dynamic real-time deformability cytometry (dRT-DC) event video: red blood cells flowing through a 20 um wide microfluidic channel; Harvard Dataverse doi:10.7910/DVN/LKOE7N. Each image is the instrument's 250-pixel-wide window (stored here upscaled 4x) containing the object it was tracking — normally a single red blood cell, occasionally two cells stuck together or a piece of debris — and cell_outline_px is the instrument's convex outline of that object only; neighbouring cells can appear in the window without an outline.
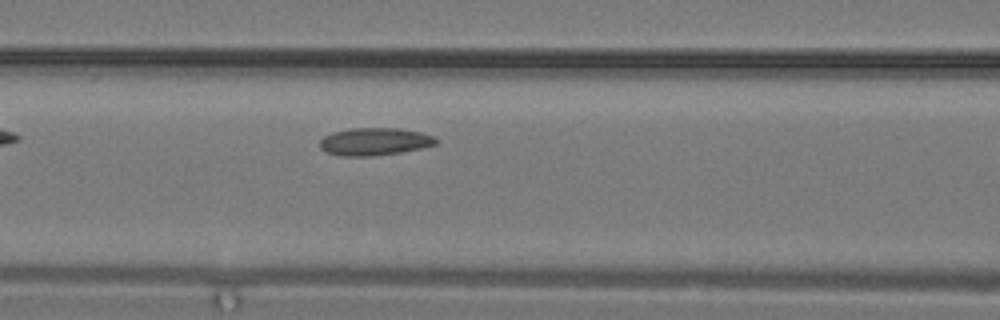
{"species": "common noctule bat (a hibernating species)", "species_latin": "Nyctalus noctula", "temperature_condition": "warm", "stored_images_in_passage": 7, "camera_frame_rate_fps": 3000, "um_per_image_px": 0.085, "animal": {"sex": "male", "body_mass_g": 19.2, "forearm_length_mm": 51.8}, "frame": {"image": 1, "passage_image": 6, "time_ms": 1.667, "image_size_px": [1000, 320], "cell_outline_px": [[440, 140], [436, 144], [420, 148], [400, 152], [372, 156], [340, 156], [328, 152], [320, 148], [320, 140], [324, 136], [332, 132], [352, 128], [400, 128], [420, 132], [432, 136]], "centroid_in_image_um": [31.83, 12.03], "position_along_channel_um": 134.8, "area_um2": 18.61}}